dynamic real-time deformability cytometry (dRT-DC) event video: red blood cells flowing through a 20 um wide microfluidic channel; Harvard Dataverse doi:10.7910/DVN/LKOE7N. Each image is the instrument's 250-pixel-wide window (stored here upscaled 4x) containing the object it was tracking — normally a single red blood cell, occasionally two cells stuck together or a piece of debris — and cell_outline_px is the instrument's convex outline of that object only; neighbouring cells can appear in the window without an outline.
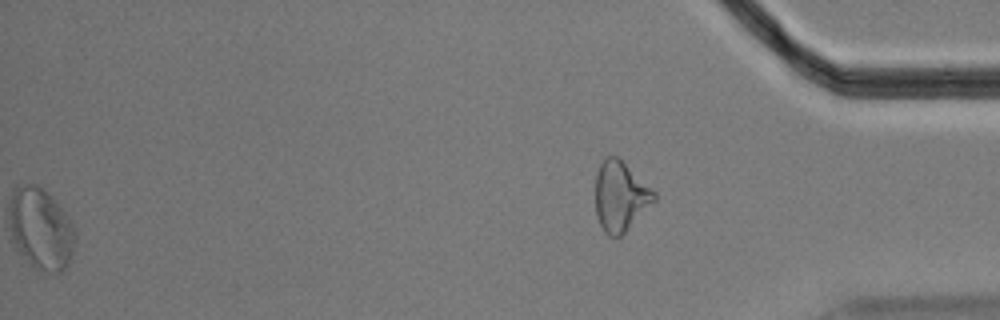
{"species": "Egyptian fruit bat (a non-hibernating species)", "species_latin": "Rousettus aegyptiacus", "temperature_condition": "cold", "stored_images_in_passage": 55, "segment_of_instrument_passage": [2, 2], "camera_frame_rate_fps": 3000, "um_per_image_px": 0.085, "animal": {"sex": "male"}, "frame": {"image": 1, "passage_image": 55, "time_ms": 18.0, "image_size_px": [1000, 320], "cell_outline_px": [[656, 200], [620, 236], [608, 236], [604, 232], [596, 216], [596, 172], [600, 164], [608, 156], [616, 156], [656, 192]], "centroid_in_image_um": [52.72, 16.7], "position_along_channel_um": 382.5, "area_um2": 23.47}}